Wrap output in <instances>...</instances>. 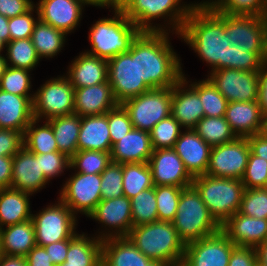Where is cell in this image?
<instances>
[{"label":"cell","mask_w":267,"mask_h":266,"mask_svg":"<svg viewBox=\"0 0 267 266\" xmlns=\"http://www.w3.org/2000/svg\"><path fill=\"white\" fill-rule=\"evenodd\" d=\"M180 38L210 65L211 71L226 68L227 47L231 46L225 36V13L212 8L206 1L197 3L190 11Z\"/></svg>","instance_id":"6da1fadb"},{"label":"cell","mask_w":267,"mask_h":266,"mask_svg":"<svg viewBox=\"0 0 267 266\" xmlns=\"http://www.w3.org/2000/svg\"><path fill=\"white\" fill-rule=\"evenodd\" d=\"M168 35L165 31H141L137 35L138 77L151 89L172 87L183 77L180 57Z\"/></svg>","instance_id":"7a4b0ae2"},{"label":"cell","mask_w":267,"mask_h":266,"mask_svg":"<svg viewBox=\"0 0 267 266\" xmlns=\"http://www.w3.org/2000/svg\"><path fill=\"white\" fill-rule=\"evenodd\" d=\"M135 247L152 261L180 266L185 244L178 237L172 222L155 221L132 227L127 236Z\"/></svg>","instance_id":"3957f363"},{"label":"cell","mask_w":267,"mask_h":266,"mask_svg":"<svg viewBox=\"0 0 267 266\" xmlns=\"http://www.w3.org/2000/svg\"><path fill=\"white\" fill-rule=\"evenodd\" d=\"M140 32L123 12H115L114 17L101 18L92 25L88 37L92 49L85 52L108 61L128 52Z\"/></svg>","instance_id":"277c9868"},{"label":"cell","mask_w":267,"mask_h":266,"mask_svg":"<svg viewBox=\"0 0 267 266\" xmlns=\"http://www.w3.org/2000/svg\"><path fill=\"white\" fill-rule=\"evenodd\" d=\"M197 190L211 216L221 226L239 212L244 185L240 179L213 177L207 174L193 178Z\"/></svg>","instance_id":"5b68a950"},{"label":"cell","mask_w":267,"mask_h":266,"mask_svg":"<svg viewBox=\"0 0 267 266\" xmlns=\"http://www.w3.org/2000/svg\"><path fill=\"white\" fill-rule=\"evenodd\" d=\"M172 224L185 245L220 230V225L211 216L200 194L192 185L182 190Z\"/></svg>","instance_id":"8992f818"},{"label":"cell","mask_w":267,"mask_h":266,"mask_svg":"<svg viewBox=\"0 0 267 266\" xmlns=\"http://www.w3.org/2000/svg\"><path fill=\"white\" fill-rule=\"evenodd\" d=\"M196 4H181V0H133L130 6L123 12L126 17L133 23L140 31H172L176 35H180L184 23ZM165 18L168 21L166 24L172 26L166 28L160 24L152 25V20ZM168 18V19H167ZM160 25V26H159Z\"/></svg>","instance_id":"52a82bcc"},{"label":"cell","mask_w":267,"mask_h":266,"mask_svg":"<svg viewBox=\"0 0 267 266\" xmlns=\"http://www.w3.org/2000/svg\"><path fill=\"white\" fill-rule=\"evenodd\" d=\"M108 82L118 104L151 89L138 77L137 37L128 52L120 53L108 60Z\"/></svg>","instance_id":"ba28073f"},{"label":"cell","mask_w":267,"mask_h":266,"mask_svg":"<svg viewBox=\"0 0 267 266\" xmlns=\"http://www.w3.org/2000/svg\"><path fill=\"white\" fill-rule=\"evenodd\" d=\"M172 87L150 89L121 105L128 112L133 128L150 132L162 119L171 115Z\"/></svg>","instance_id":"9c48e42d"},{"label":"cell","mask_w":267,"mask_h":266,"mask_svg":"<svg viewBox=\"0 0 267 266\" xmlns=\"http://www.w3.org/2000/svg\"><path fill=\"white\" fill-rule=\"evenodd\" d=\"M31 219L35 227L37 246L43 247L71 239L77 234V217L59 198L54 205H49L38 214H32Z\"/></svg>","instance_id":"30bf717a"},{"label":"cell","mask_w":267,"mask_h":266,"mask_svg":"<svg viewBox=\"0 0 267 266\" xmlns=\"http://www.w3.org/2000/svg\"><path fill=\"white\" fill-rule=\"evenodd\" d=\"M75 89L66 76L47 80L34 93L33 117L46 121L74 113Z\"/></svg>","instance_id":"8fae6325"},{"label":"cell","mask_w":267,"mask_h":266,"mask_svg":"<svg viewBox=\"0 0 267 266\" xmlns=\"http://www.w3.org/2000/svg\"><path fill=\"white\" fill-rule=\"evenodd\" d=\"M101 174L75 172L65 181L59 199L77 215L87 217L95 210L101 197Z\"/></svg>","instance_id":"7c38bea8"},{"label":"cell","mask_w":267,"mask_h":266,"mask_svg":"<svg viewBox=\"0 0 267 266\" xmlns=\"http://www.w3.org/2000/svg\"><path fill=\"white\" fill-rule=\"evenodd\" d=\"M250 147L247 137L213 146L206 174L213 177L242 179L248 162Z\"/></svg>","instance_id":"4fadbf2b"},{"label":"cell","mask_w":267,"mask_h":266,"mask_svg":"<svg viewBox=\"0 0 267 266\" xmlns=\"http://www.w3.org/2000/svg\"><path fill=\"white\" fill-rule=\"evenodd\" d=\"M225 36H229L231 45L242 46L267 61V42L261 16L225 13Z\"/></svg>","instance_id":"5bb4252c"},{"label":"cell","mask_w":267,"mask_h":266,"mask_svg":"<svg viewBox=\"0 0 267 266\" xmlns=\"http://www.w3.org/2000/svg\"><path fill=\"white\" fill-rule=\"evenodd\" d=\"M236 245L221 231L185 245L181 266H228Z\"/></svg>","instance_id":"9a60e30c"},{"label":"cell","mask_w":267,"mask_h":266,"mask_svg":"<svg viewBox=\"0 0 267 266\" xmlns=\"http://www.w3.org/2000/svg\"><path fill=\"white\" fill-rule=\"evenodd\" d=\"M208 79L228 102L258 101L259 72L217 69Z\"/></svg>","instance_id":"2e32d148"},{"label":"cell","mask_w":267,"mask_h":266,"mask_svg":"<svg viewBox=\"0 0 267 266\" xmlns=\"http://www.w3.org/2000/svg\"><path fill=\"white\" fill-rule=\"evenodd\" d=\"M88 217L108 226L97 235L99 239L127 237L132 229L131 200L126 196L101 200Z\"/></svg>","instance_id":"e0dca14e"},{"label":"cell","mask_w":267,"mask_h":266,"mask_svg":"<svg viewBox=\"0 0 267 266\" xmlns=\"http://www.w3.org/2000/svg\"><path fill=\"white\" fill-rule=\"evenodd\" d=\"M153 185H168L187 188L193 177L186 170L183 161L173 148L153 150L149 159Z\"/></svg>","instance_id":"ac0fdd59"},{"label":"cell","mask_w":267,"mask_h":266,"mask_svg":"<svg viewBox=\"0 0 267 266\" xmlns=\"http://www.w3.org/2000/svg\"><path fill=\"white\" fill-rule=\"evenodd\" d=\"M186 79L183 74V77L172 86L171 115L183 128L185 127L184 129H193L205 116V112L199 93L188 85Z\"/></svg>","instance_id":"d6986e66"},{"label":"cell","mask_w":267,"mask_h":266,"mask_svg":"<svg viewBox=\"0 0 267 266\" xmlns=\"http://www.w3.org/2000/svg\"><path fill=\"white\" fill-rule=\"evenodd\" d=\"M40 159L23 147L13 156L11 187L27 194H34L48 183Z\"/></svg>","instance_id":"ffe728a7"},{"label":"cell","mask_w":267,"mask_h":266,"mask_svg":"<svg viewBox=\"0 0 267 266\" xmlns=\"http://www.w3.org/2000/svg\"><path fill=\"white\" fill-rule=\"evenodd\" d=\"M39 19L66 34L76 30L85 6L80 0H40Z\"/></svg>","instance_id":"44dd1931"},{"label":"cell","mask_w":267,"mask_h":266,"mask_svg":"<svg viewBox=\"0 0 267 266\" xmlns=\"http://www.w3.org/2000/svg\"><path fill=\"white\" fill-rule=\"evenodd\" d=\"M220 230L236 246L256 248L267 240V219L248 217L237 212L220 226Z\"/></svg>","instance_id":"7402d4cb"},{"label":"cell","mask_w":267,"mask_h":266,"mask_svg":"<svg viewBox=\"0 0 267 266\" xmlns=\"http://www.w3.org/2000/svg\"><path fill=\"white\" fill-rule=\"evenodd\" d=\"M211 148L193 129H186L175 142L173 149L194 178L206 174Z\"/></svg>","instance_id":"603a6c76"},{"label":"cell","mask_w":267,"mask_h":266,"mask_svg":"<svg viewBox=\"0 0 267 266\" xmlns=\"http://www.w3.org/2000/svg\"><path fill=\"white\" fill-rule=\"evenodd\" d=\"M74 89V113L80 117L103 115L118 105L108 81Z\"/></svg>","instance_id":"cb8c5ba5"},{"label":"cell","mask_w":267,"mask_h":266,"mask_svg":"<svg viewBox=\"0 0 267 266\" xmlns=\"http://www.w3.org/2000/svg\"><path fill=\"white\" fill-rule=\"evenodd\" d=\"M33 99L0 90V128L24 133L34 119Z\"/></svg>","instance_id":"d4e9b609"},{"label":"cell","mask_w":267,"mask_h":266,"mask_svg":"<svg viewBox=\"0 0 267 266\" xmlns=\"http://www.w3.org/2000/svg\"><path fill=\"white\" fill-rule=\"evenodd\" d=\"M152 153L150 133L136 128L114 143L110 152L111 161L120 164L149 162Z\"/></svg>","instance_id":"484cf974"},{"label":"cell","mask_w":267,"mask_h":266,"mask_svg":"<svg viewBox=\"0 0 267 266\" xmlns=\"http://www.w3.org/2000/svg\"><path fill=\"white\" fill-rule=\"evenodd\" d=\"M225 119L237 137L260 134L264 115L258 101L228 102Z\"/></svg>","instance_id":"4316f807"},{"label":"cell","mask_w":267,"mask_h":266,"mask_svg":"<svg viewBox=\"0 0 267 266\" xmlns=\"http://www.w3.org/2000/svg\"><path fill=\"white\" fill-rule=\"evenodd\" d=\"M66 77L74 88L93 86L108 81V61L86 52L71 61Z\"/></svg>","instance_id":"83f0119b"},{"label":"cell","mask_w":267,"mask_h":266,"mask_svg":"<svg viewBox=\"0 0 267 266\" xmlns=\"http://www.w3.org/2000/svg\"><path fill=\"white\" fill-rule=\"evenodd\" d=\"M151 262L128 237L102 240L101 266H148Z\"/></svg>","instance_id":"f1b7e54d"},{"label":"cell","mask_w":267,"mask_h":266,"mask_svg":"<svg viewBox=\"0 0 267 266\" xmlns=\"http://www.w3.org/2000/svg\"><path fill=\"white\" fill-rule=\"evenodd\" d=\"M108 112L103 115L81 117L78 150L111 152Z\"/></svg>","instance_id":"f546056e"},{"label":"cell","mask_w":267,"mask_h":266,"mask_svg":"<svg viewBox=\"0 0 267 266\" xmlns=\"http://www.w3.org/2000/svg\"><path fill=\"white\" fill-rule=\"evenodd\" d=\"M36 245L35 227L32 219L0 229L2 255L25 257Z\"/></svg>","instance_id":"4dcf8cb0"},{"label":"cell","mask_w":267,"mask_h":266,"mask_svg":"<svg viewBox=\"0 0 267 266\" xmlns=\"http://www.w3.org/2000/svg\"><path fill=\"white\" fill-rule=\"evenodd\" d=\"M29 196L12 188L0 189V229L31 219Z\"/></svg>","instance_id":"1f68e13d"},{"label":"cell","mask_w":267,"mask_h":266,"mask_svg":"<svg viewBox=\"0 0 267 266\" xmlns=\"http://www.w3.org/2000/svg\"><path fill=\"white\" fill-rule=\"evenodd\" d=\"M66 266H101L102 240L88 237L87 234H76L70 239Z\"/></svg>","instance_id":"d6a6232c"},{"label":"cell","mask_w":267,"mask_h":266,"mask_svg":"<svg viewBox=\"0 0 267 266\" xmlns=\"http://www.w3.org/2000/svg\"><path fill=\"white\" fill-rule=\"evenodd\" d=\"M48 122L51 124L58 151L71 158L78 151V135L81 117L78 114L55 117Z\"/></svg>","instance_id":"836d02e7"},{"label":"cell","mask_w":267,"mask_h":266,"mask_svg":"<svg viewBox=\"0 0 267 266\" xmlns=\"http://www.w3.org/2000/svg\"><path fill=\"white\" fill-rule=\"evenodd\" d=\"M67 34L42 22H36L31 40L40 59L53 58L63 49Z\"/></svg>","instance_id":"e575fe53"},{"label":"cell","mask_w":267,"mask_h":266,"mask_svg":"<svg viewBox=\"0 0 267 266\" xmlns=\"http://www.w3.org/2000/svg\"><path fill=\"white\" fill-rule=\"evenodd\" d=\"M40 120L33 119L24 132V147L31 153L46 154L58 151L51 124L45 121L39 126ZM37 125V126H36Z\"/></svg>","instance_id":"d590c367"},{"label":"cell","mask_w":267,"mask_h":266,"mask_svg":"<svg viewBox=\"0 0 267 266\" xmlns=\"http://www.w3.org/2000/svg\"><path fill=\"white\" fill-rule=\"evenodd\" d=\"M193 130L211 147L231 142L237 138L225 116H204Z\"/></svg>","instance_id":"8d00e7d4"},{"label":"cell","mask_w":267,"mask_h":266,"mask_svg":"<svg viewBox=\"0 0 267 266\" xmlns=\"http://www.w3.org/2000/svg\"><path fill=\"white\" fill-rule=\"evenodd\" d=\"M123 192L128 198L135 197L141 191L153 187L152 171L148 162L123 163Z\"/></svg>","instance_id":"74e56055"},{"label":"cell","mask_w":267,"mask_h":266,"mask_svg":"<svg viewBox=\"0 0 267 266\" xmlns=\"http://www.w3.org/2000/svg\"><path fill=\"white\" fill-rule=\"evenodd\" d=\"M6 51L7 66L10 67L32 71L40 60L31 38L9 41Z\"/></svg>","instance_id":"f35d334b"},{"label":"cell","mask_w":267,"mask_h":266,"mask_svg":"<svg viewBox=\"0 0 267 266\" xmlns=\"http://www.w3.org/2000/svg\"><path fill=\"white\" fill-rule=\"evenodd\" d=\"M132 227L158 221L155 186L131 198Z\"/></svg>","instance_id":"ab89813d"},{"label":"cell","mask_w":267,"mask_h":266,"mask_svg":"<svg viewBox=\"0 0 267 266\" xmlns=\"http://www.w3.org/2000/svg\"><path fill=\"white\" fill-rule=\"evenodd\" d=\"M190 83V85L199 93L205 117L225 116L228 101L208 78Z\"/></svg>","instance_id":"60d3db41"},{"label":"cell","mask_w":267,"mask_h":266,"mask_svg":"<svg viewBox=\"0 0 267 266\" xmlns=\"http://www.w3.org/2000/svg\"><path fill=\"white\" fill-rule=\"evenodd\" d=\"M111 162L110 152L78 150L70 158V169L85 174H101Z\"/></svg>","instance_id":"b9f144b4"},{"label":"cell","mask_w":267,"mask_h":266,"mask_svg":"<svg viewBox=\"0 0 267 266\" xmlns=\"http://www.w3.org/2000/svg\"><path fill=\"white\" fill-rule=\"evenodd\" d=\"M181 128V124L172 115L158 122L149 132L153 150L174 148L182 133Z\"/></svg>","instance_id":"7bdbcfd3"},{"label":"cell","mask_w":267,"mask_h":266,"mask_svg":"<svg viewBox=\"0 0 267 266\" xmlns=\"http://www.w3.org/2000/svg\"><path fill=\"white\" fill-rule=\"evenodd\" d=\"M183 189L184 188L178 186H155V197L159 221L172 222L174 220Z\"/></svg>","instance_id":"ee69618b"},{"label":"cell","mask_w":267,"mask_h":266,"mask_svg":"<svg viewBox=\"0 0 267 266\" xmlns=\"http://www.w3.org/2000/svg\"><path fill=\"white\" fill-rule=\"evenodd\" d=\"M265 61L255 52H249L242 46L227 47L226 68L241 71L259 72Z\"/></svg>","instance_id":"f6af8a7d"},{"label":"cell","mask_w":267,"mask_h":266,"mask_svg":"<svg viewBox=\"0 0 267 266\" xmlns=\"http://www.w3.org/2000/svg\"><path fill=\"white\" fill-rule=\"evenodd\" d=\"M212 8L230 15L261 16L267 0H208Z\"/></svg>","instance_id":"bcb514c9"},{"label":"cell","mask_w":267,"mask_h":266,"mask_svg":"<svg viewBox=\"0 0 267 266\" xmlns=\"http://www.w3.org/2000/svg\"><path fill=\"white\" fill-rule=\"evenodd\" d=\"M30 71L8 66L0 81V90L20 96H34L29 91L32 88Z\"/></svg>","instance_id":"7dc6e473"},{"label":"cell","mask_w":267,"mask_h":266,"mask_svg":"<svg viewBox=\"0 0 267 266\" xmlns=\"http://www.w3.org/2000/svg\"><path fill=\"white\" fill-rule=\"evenodd\" d=\"M239 213L267 219V188L244 189Z\"/></svg>","instance_id":"c3c4849f"},{"label":"cell","mask_w":267,"mask_h":266,"mask_svg":"<svg viewBox=\"0 0 267 266\" xmlns=\"http://www.w3.org/2000/svg\"><path fill=\"white\" fill-rule=\"evenodd\" d=\"M122 164L111 162L101 173L102 200L124 196Z\"/></svg>","instance_id":"681fc988"},{"label":"cell","mask_w":267,"mask_h":266,"mask_svg":"<svg viewBox=\"0 0 267 266\" xmlns=\"http://www.w3.org/2000/svg\"><path fill=\"white\" fill-rule=\"evenodd\" d=\"M241 181L244 189L267 188V161L250 152Z\"/></svg>","instance_id":"f907efd6"},{"label":"cell","mask_w":267,"mask_h":266,"mask_svg":"<svg viewBox=\"0 0 267 266\" xmlns=\"http://www.w3.org/2000/svg\"><path fill=\"white\" fill-rule=\"evenodd\" d=\"M34 10L37 11H35L37 14L36 19L33 17ZM38 19L39 13L35 5L26 13L10 18L8 22L10 41L31 38L34 26Z\"/></svg>","instance_id":"816d5d0a"},{"label":"cell","mask_w":267,"mask_h":266,"mask_svg":"<svg viewBox=\"0 0 267 266\" xmlns=\"http://www.w3.org/2000/svg\"><path fill=\"white\" fill-rule=\"evenodd\" d=\"M40 159V166L44 176L50 181L56 176H60L65 169L70 168V158L60 151L46 154L34 153Z\"/></svg>","instance_id":"f5cc1de1"},{"label":"cell","mask_w":267,"mask_h":266,"mask_svg":"<svg viewBox=\"0 0 267 266\" xmlns=\"http://www.w3.org/2000/svg\"><path fill=\"white\" fill-rule=\"evenodd\" d=\"M108 124L112 145L133 128L129 114L121 104L108 111Z\"/></svg>","instance_id":"db71d44e"},{"label":"cell","mask_w":267,"mask_h":266,"mask_svg":"<svg viewBox=\"0 0 267 266\" xmlns=\"http://www.w3.org/2000/svg\"><path fill=\"white\" fill-rule=\"evenodd\" d=\"M23 147V132L0 128V156L13 157Z\"/></svg>","instance_id":"11a10c76"},{"label":"cell","mask_w":267,"mask_h":266,"mask_svg":"<svg viewBox=\"0 0 267 266\" xmlns=\"http://www.w3.org/2000/svg\"><path fill=\"white\" fill-rule=\"evenodd\" d=\"M228 266H258L256 248L236 246L232 250Z\"/></svg>","instance_id":"9f6ffc18"},{"label":"cell","mask_w":267,"mask_h":266,"mask_svg":"<svg viewBox=\"0 0 267 266\" xmlns=\"http://www.w3.org/2000/svg\"><path fill=\"white\" fill-rule=\"evenodd\" d=\"M34 5L32 0H0V14L10 19L26 13Z\"/></svg>","instance_id":"6f0895ef"},{"label":"cell","mask_w":267,"mask_h":266,"mask_svg":"<svg viewBox=\"0 0 267 266\" xmlns=\"http://www.w3.org/2000/svg\"><path fill=\"white\" fill-rule=\"evenodd\" d=\"M70 239L61 240L43 246L50 257L51 262L55 265H61L66 261L67 252L69 249Z\"/></svg>","instance_id":"680465c9"},{"label":"cell","mask_w":267,"mask_h":266,"mask_svg":"<svg viewBox=\"0 0 267 266\" xmlns=\"http://www.w3.org/2000/svg\"><path fill=\"white\" fill-rule=\"evenodd\" d=\"M28 266H55L44 247L34 246L25 256Z\"/></svg>","instance_id":"91938a15"},{"label":"cell","mask_w":267,"mask_h":266,"mask_svg":"<svg viewBox=\"0 0 267 266\" xmlns=\"http://www.w3.org/2000/svg\"><path fill=\"white\" fill-rule=\"evenodd\" d=\"M258 102L264 116L267 115V61L259 71Z\"/></svg>","instance_id":"94428289"},{"label":"cell","mask_w":267,"mask_h":266,"mask_svg":"<svg viewBox=\"0 0 267 266\" xmlns=\"http://www.w3.org/2000/svg\"><path fill=\"white\" fill-rule=\"evenodd\" d=\"M250 152L267 161V139L262 134L247 137Z\"/></svg>","instance_id":"6125c7cd"},{"label":"cell","mask_w":267,"mask_h":266,"mask_svg":"<svg viewBox=\"0 0 267 266\" xmlns=\"http://www.w3.org/2000/svg\"><path fill=\"white\" fill-rule=\"evenodd\" d=\"M13 157L0 156V189L10 188Z\"/></svg>","instance_id":"be15d7a7"},{"label":"cell","mask_w":267,"mask_h":266,"mask_svg":"<svg viewBox=\"0 0 267 266\" xmlns=\"http://www.w3.org/2000/svg\"><path fill=\"white\" fill-rule=\"evenodd\" d=\"M0 266H28L26 258L23 256L2 255L0 258Z\"/></svg>","instance_id":"e7e4bbea"},{"label":"cell","mask_w":267,"mask_h":266,"mask_svg":"<svg viewBox=\"0 0 267 266\" xmlns=\"http://www.w3.org/2000/svg\"><path fill=\"white\" fill-rule=\"evenodd\" d=\"M133 0H106V7L114 9V12H124Z\"/></svg>","instance_id":"03108f58"},{"label":"cell","mask_w":267,"mask_h":266,"mask_svg":"<svg viewBox=\"0 0 267 266\" xmlns=\"http://www.w3.org/2000/svg\"><path fill=\"white\" fill-rule=\"evenodd\" d=\"M9 19L0 14V39L6 44L10 41V32L8 26Z\"/></svg>","instance_id":"003e7915"},{"label":"cell","mask_w":267,"mask_h":266,"mask_svg":"<svg viewBox=\"0 0 267 266\" xmlns=\"http://www.w3.org/2000/svg\"><path fill=\"white\" fill-rule=\"evenodd\" d=\"M258 265L267 266V240L256 247Z\"/></svg>","instance_id":"a7ac6f4b"},{"label":"cell","mask_w":267,"mask_h":266,"mask_svg":"<svg viewBox=\"0 0 267 266\" xmlns=\"http://www.w3.org/2000/svg\"><path fill=\"white\" fill-rule=\"evenodd\" d=\"M84 5H93L98 7H106V0H80Z\"/></svg>","instance_id":"89a4df30"},{"label":"cell","mask_w":267,"mask_h":266,"mask_svg":"<svg viewBox=\"0 0 267 266\" xmlns=\"http://www.w3.org/2000/svg\"><path fill=\"white\" fill-rule=\"evenodd\" d=\"M7 67L8 66L5 56H2V54H0V81Z\"/></svg>","instance_id":"2644e50d"},{"label":"cell","mask_w":267,"mask_h":266,"mask_svg":"<svg viewBox=\"0 0 267 266\" xmlns=\"http://www.w3.org/2000/svg\"><path fill=\"white\" fill-rule=\"evenodd\" d=\"M262 20H263V23H264V28H265V38H266V42H267V4L262 12Z\"/></svg>","instance_id":"8c879c8a"},{"label":"cell","mask_w":267,"mask_h":266,"mask_svg":"<svg viewBox=\"0 0 267 266\" xmlns=\"http://www.w3.org/2000/svg\"><path fill=\"white\" fill-rule=\"evenodd\" d=\"M267 139V115L264 116L261 133Z\"/></svg>","instance_id":"753ad0ef"},{"label":"cell","mask_w":267,"mask_h":266,"mask_svg":"<svg viewBox=\"0 0 267 266\" xmlns=\"http://www.w3.org/2000/svg\"><path fill=\"white\" fill-rule=\"evenodd\" d=\"M148 266H169V265L159 261H152Z\"/></svg>","instance_id":"34e18365"},{"label":"cell","mask_w":267,"mask_h":266,"mask_svg":"<svg viewBox=\"0 0 267 266\" xmlns=\"http://www.w3.org/2000/svg\"><path fill=\"white\" fill-rule=\"evenodd\" d=\"M6 48V43L0 39V54L3 51V49Z\"/></svg>","instance_id":"11e5206c"},{"label":"cell","mask_w":267,"mask_h":266,"mask_svg":"<svg viewBox=\"0 0 267 266\" xmlns=\"http://www.w3.org/2000/svg\"><path fill=\"white\" fill-rule=\"evenodd\" d=\"M58 266H66V263H63V264H61V265H58Z\"/></svg>","instance_id":"2a66077c"}]
</instances>
